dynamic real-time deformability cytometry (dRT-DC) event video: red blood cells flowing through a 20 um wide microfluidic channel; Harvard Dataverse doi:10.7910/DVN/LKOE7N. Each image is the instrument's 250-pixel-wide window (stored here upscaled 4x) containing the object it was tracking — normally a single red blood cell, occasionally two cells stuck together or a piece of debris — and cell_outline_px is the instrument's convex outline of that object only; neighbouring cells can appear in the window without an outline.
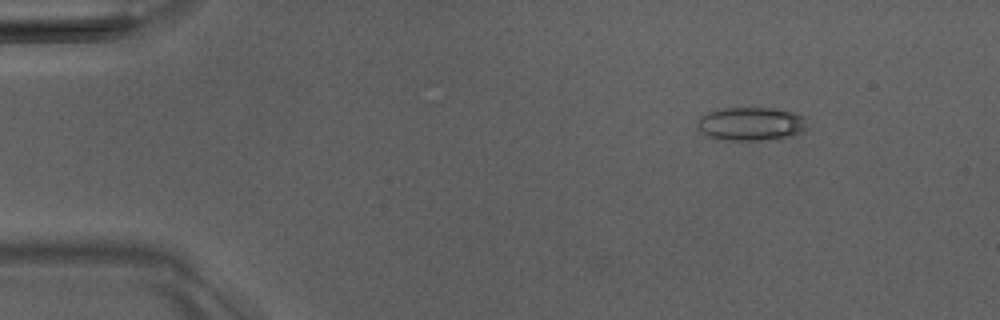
{"species": "Egyptian fruit bat (a non-hibernating species)", "species_latin": "Rousettus aegyptiacus", "temperature_condition": "room temperature", "stored_images_in_passage": 7, "camera_frame_rate_fps": 3000, "um_per_image_px": 0.085, "animal": {"sex": "male"}, "frame": {"image": 1, "passage_image": 2, "time_ms": 1.333, "image_size_px": [1000, 320], "cell_outline_px": [[808, 128], [800, 132], [788, 136], [768, 140], [716, 140], [704, 136], [696, 128], [696, 124], [700, 116], [708, 112], [724, 108], [772, 108], [792, 112], [804, 116]], "centroid_in_image_um": [63.76, 10.54], "position_along_channel_um": 21.2, "area_um2": 21.73}}
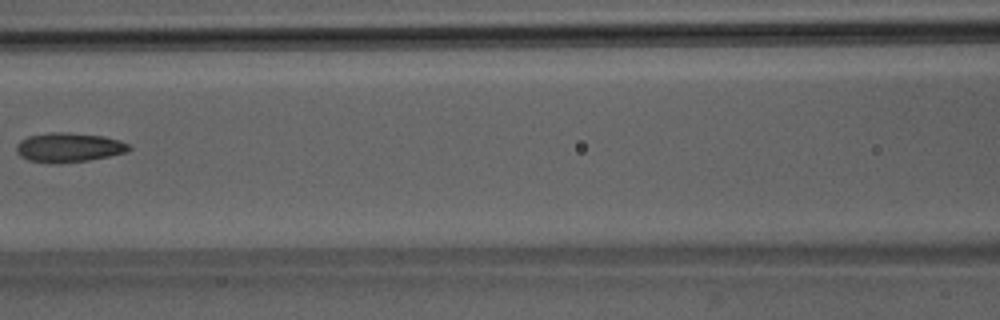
{"frame": {"image": 2, "passage_image": 7, "time_ms": 7.0, "image_size_px": [1000, 320], "cell_outline_px": [[132, 148], [128, 152], [88, 160], [60, 164], [52, 164], [28, 160], [20, 156], [16, 152], [16, 144], [20, 140], [28, 136], [52, 132], [68, 132], [104, 136], [120, 140], [128, 144]], "centroid_in_image_um": [5.83, 12.54], "position_along_channel_um": 160.8, "area_um2": 19.54}}